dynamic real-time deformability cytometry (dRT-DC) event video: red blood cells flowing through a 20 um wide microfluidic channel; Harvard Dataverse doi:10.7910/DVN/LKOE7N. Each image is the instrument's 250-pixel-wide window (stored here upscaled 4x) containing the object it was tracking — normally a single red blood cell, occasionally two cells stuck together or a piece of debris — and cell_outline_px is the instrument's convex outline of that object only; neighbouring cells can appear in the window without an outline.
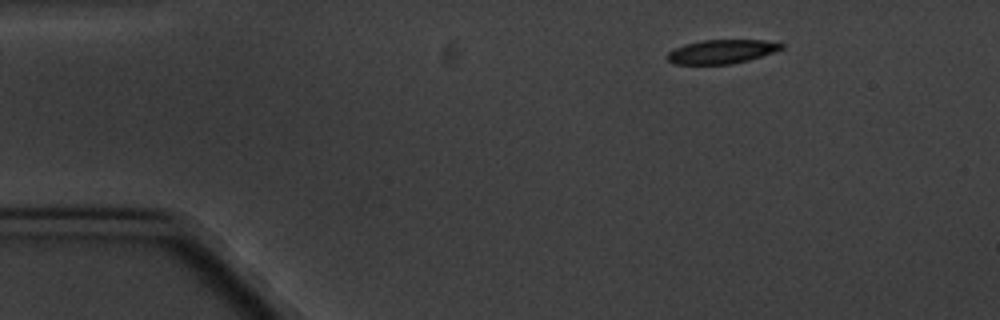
{"species": "common noctule bat (a hibernating species)", "species_latin": "Nyctalus noctula", "temperature_condition": "cold", "stored_images_in_passage": 3, "camera_frame_rate_fps": 3000, "um_per_image_px": 0.085, "animal": {"sex": "male", "body_mass_g": 20.1, "forearm_length_mm": 53.5}, "frame": {"image": 1, "passage_image": 1, "time_ms": 0.0, "image_size_px": [1000, 320], "cell_outline_px": [[784, 48], [748, 60], [732, 64], [676, 64], [668, 60], [664, 56], [668, 52], [684, 44], [704, 40], [764, 40], [784, 44]], "centroid_in_image_um": [61.31, 4.38], "position_along_channel_um": 23.7, "area_um2": 15.78}}